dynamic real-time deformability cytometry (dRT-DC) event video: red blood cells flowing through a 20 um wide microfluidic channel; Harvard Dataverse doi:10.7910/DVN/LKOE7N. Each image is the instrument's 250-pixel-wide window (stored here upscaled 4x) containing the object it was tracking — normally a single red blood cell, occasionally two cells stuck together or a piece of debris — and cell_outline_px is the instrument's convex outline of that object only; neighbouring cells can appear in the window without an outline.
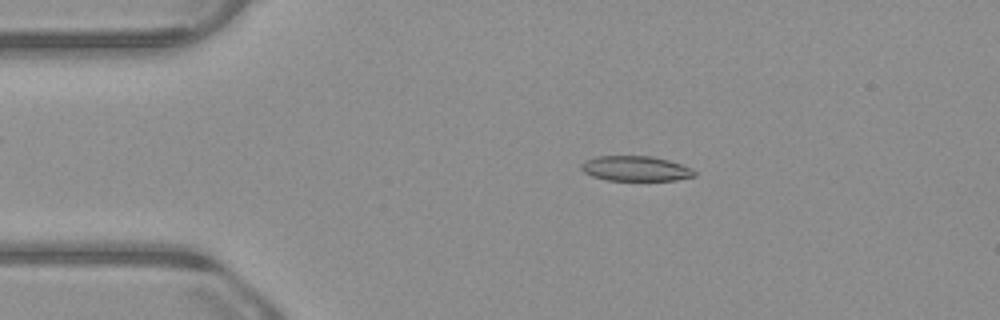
{"species": "common noctule bat (a hibernating species)", "species_latin": "Nyctalus noctula", "temperature_condition": "warm", "stored_images_in_passage": 52, "camera_frame_rate_fps": 3000, "um_per_image_px": 0.085, "animal": {"sex": "male", "body_mass_g": 23.1, "forearm_length_mm": 52.7}, "frame": {"image": 1, "passage_image": 9, "time_ms": 2.667, "image_size_px": [1000, 320], "cell_outline_px": [[696, 176], [676, 180], [608, 180], [592, 176], [584, 172], [580, 168], [580, 164], [584, 160], [596, 156], [652, 156], [668, 160], [692, 168], [696, 172]], "centroid_in_image_um": [54.01, 14.32], "position_along_channel_um": 31.0, "area_um2": 16.59}}
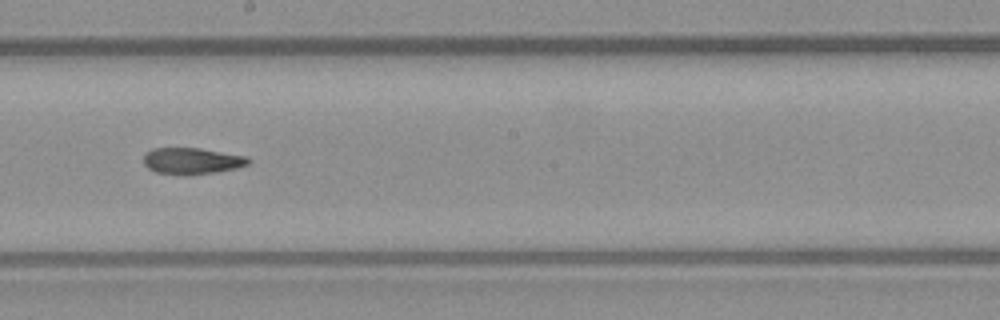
{"frame": {"image": 2, "passage_image": 28, "time_ms": 9.0, "image_size_px": [1000, 320], "cell_outline_px": [[252, 160], [248, 164], [236, 168], [212, 172], [156, 172], [148, 168], [144, 164], [144, 156], [152, 148], [200, 148], [248, 156]], "centroid_in_image_um": [16.36, 13.62], "position_along_channel_um": 231.8, "area_um2": 15.37}}
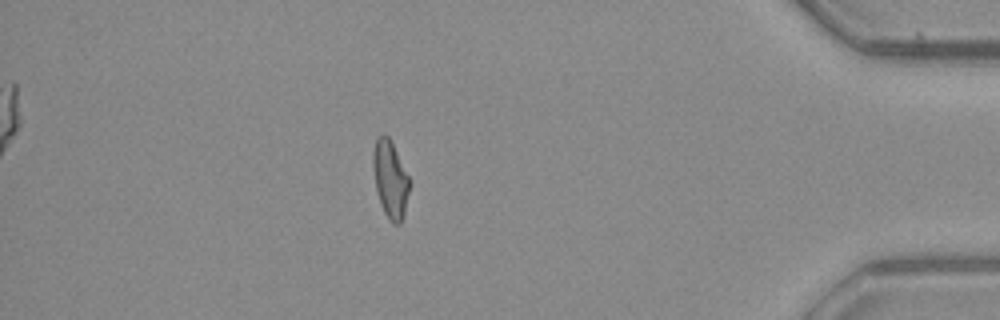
{"frame": {"image": 3, "passage_image": 45, "time_ms": 14.667, "image_size_px": [1000, 320], "cell_outline_px": [[412, 180], [404, 212], [400, 224], [392, 224], [388, 220], [380, 204], [376, 192], [372, 168], [372, 152], [376, 136], [380, 132], [384, 132], [388, 136]], "centroid_in_image_um": [33.16, 15.19], "position_along_channel_um": 402.0, "area_um2": 17.05}, "authors_computed_cell_mechanics": {"area_um2": 16.7331, "velocity_mm_per_s": 3.8707, "shape_relaxation_time_tau1_ms": null, "shape_relaxation_time_tau2_ms": 6.7744, "deformation_change_tau1": null, "deformation_change_tau2": 0.1564}}